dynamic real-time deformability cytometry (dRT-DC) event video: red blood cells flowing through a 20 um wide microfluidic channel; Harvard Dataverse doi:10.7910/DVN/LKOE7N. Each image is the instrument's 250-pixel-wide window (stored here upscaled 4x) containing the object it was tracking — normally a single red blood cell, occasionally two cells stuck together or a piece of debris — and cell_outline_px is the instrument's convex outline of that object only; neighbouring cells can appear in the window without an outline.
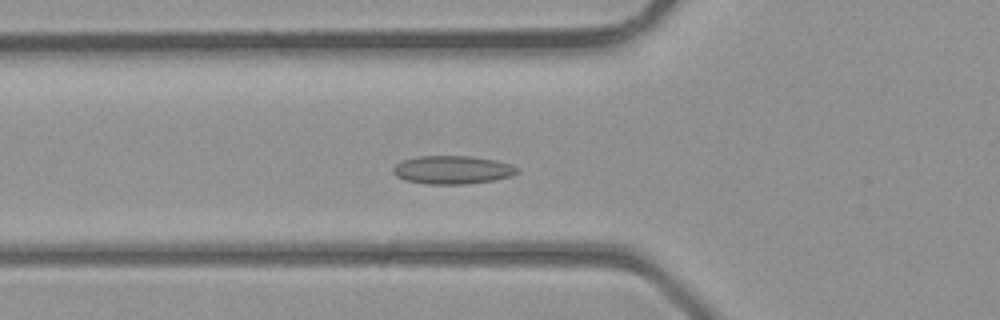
{"species": "common noctule bat (a hibernating species)", "species_latin": "Nyctalus noctula", "temperature_condition": "room temperature", "stored_images_in_passage": 32, "camera_frame_rate_fps": 3000, "um_per_image_px": 0.085, "animal": {"sex": "male", "body_mass_g": 23.1, "forearm_length_mm": 52.7}, "frame": {"image": 1, "passage_image": 7, "time_ms": 2.0, "image_size_px": [1000, 320], "cell_outline_px": [[520, 172], [512, 176], [496, 180], [468, 184], [424, 184], [404, 180], [396, 176], [392, 172], [392, 168], [396, 164], [404, 160], [420, 156], [472, 156], [496, 160], [512, 164], [520, 168]], "centroid_in_image_um": [38.51, 14.44], "position_along_channel_um": 87.3, "area_um2": 20.81}}
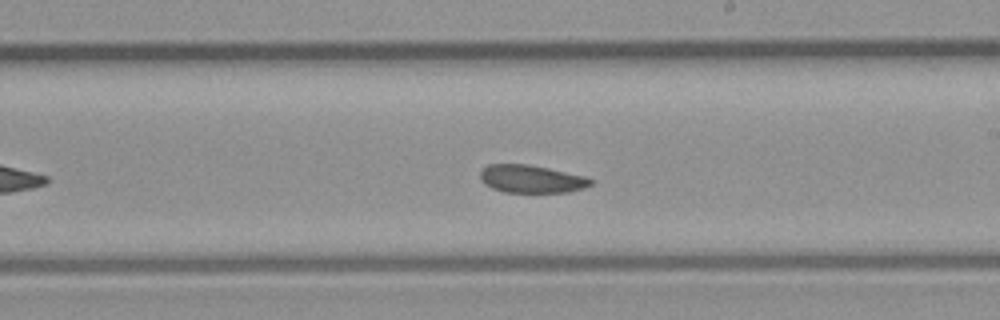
{"frame": {"image": 2, "passage_image": 16, "time_ms": 5.0, "image_size_px": [1000, 320], "cell_outline_px": [[592, 184], [584, 188], [568, 192], [504, 192], [492, 188], [484, 184], [480, 180], [480, 172], [488, 164], [528, 164], [548, 168], [584, 176], [592, 180]], "centroid_in_image_um": [45.14, 15.21], "position_along_channel_um": 243.9, "area_um2": 17.86}}
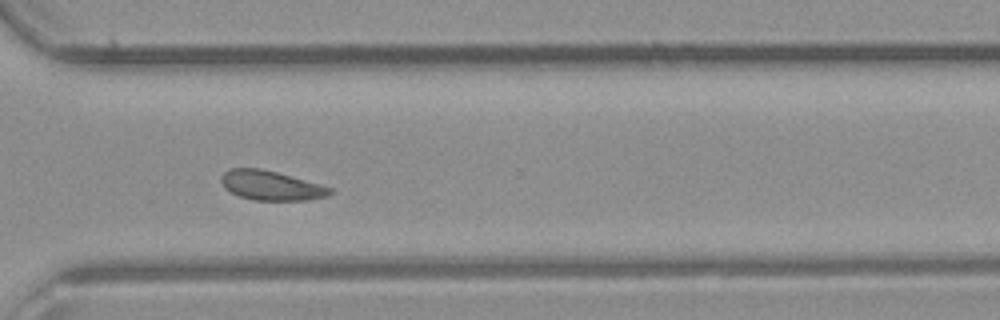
{"frame": {"image": 3, "passage_image": 22, "time_ms": 7.0, "image_size_px": [1000, 320], "cell_outline_px": [[332, 192], [328, 196], [308, 200], [252, 200], [240, 196], [224, 188], [220, 180], [220, 176], [224, 172], [232, 168], [260, 168], [276, 172], [320, 184], [332, 188]], "centroid_in_image_um": [23.02, 15.77], "position_along_channel_um": 347.6, "area_um2": 18.61}}